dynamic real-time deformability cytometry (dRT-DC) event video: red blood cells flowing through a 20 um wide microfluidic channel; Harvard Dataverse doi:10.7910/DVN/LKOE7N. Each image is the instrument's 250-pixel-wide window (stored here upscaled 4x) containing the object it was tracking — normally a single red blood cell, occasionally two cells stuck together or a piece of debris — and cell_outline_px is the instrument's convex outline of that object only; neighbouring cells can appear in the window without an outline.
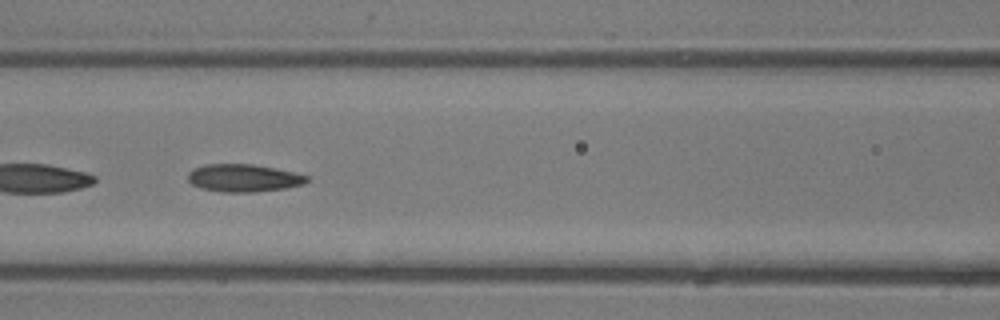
{"species": "common noctule bat (a hibernating species)", "species_latin": "Nyctalus noctula", "temperature_condition": "room temperature", "stored_images_in_passage": 39, "camera_frame_rate_fps": 3000, "um_per_image_px": 0.085, "animal": {"sex": "male", "body_mass_g": 13.3}, "frame": {"image": 1, "passage_image": 15, "time_ms": 4.667, "image_size_px": [1000, 320], "cell_outline_px": [[308, 180], [304, 184], [284, 188], [256, 192], [220, 192], [200, 188], [192, 184], [188, 180], [188, 172], [192, 168], [204, 164], [252, 164], [292, 172], [308, 176]], "centroid_in_image_um": [20.64, 15.13], "position_along_channel_um": 146.0, "area_um2": 19.13}}
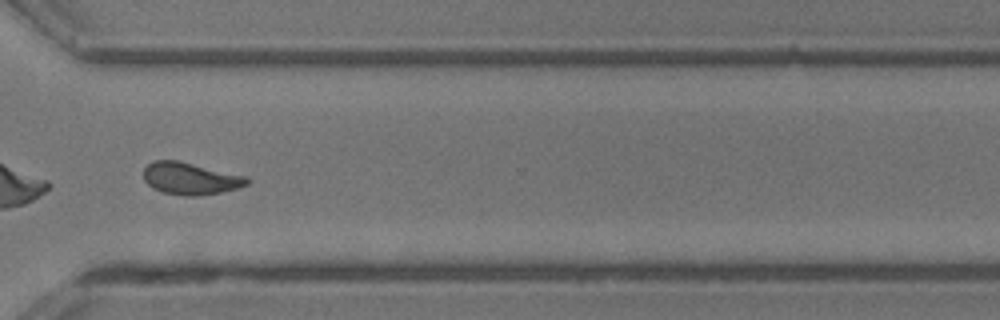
{"frame": {"image": 2, "passage_image": 28, "time_ms": 9.0, "image_size_px": [1000, 320], "cell_outline_px": [[252, 180], [248, 184], [236, 188], [220, 192], [200, 196], [184, 196], [164, 192], [152, 188], [144, 180], [144, 168], [152, 160], [180, 160], [248, 176]], "centroid_in_image_um": [16.21, 15.16], "position_along_channel_um": 354.4, "area_um2": 19.65}}
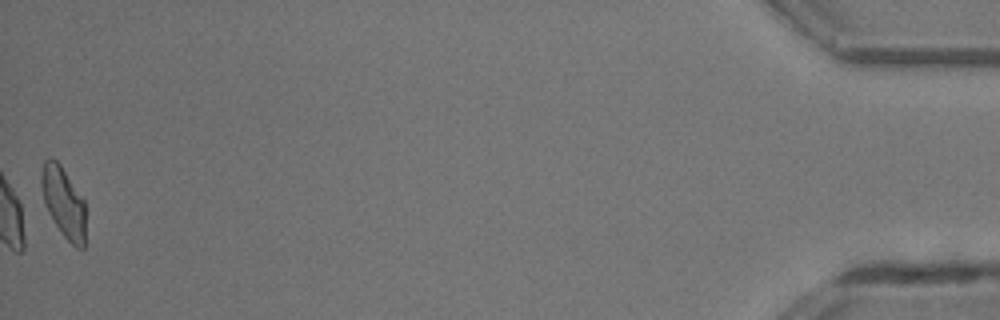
{"frame": {"image": 3, "passage_image": 39, "time_ms": 12.667, "image_size_px": [1000, 320], "cell_outline_px": [[84, 248], [76, 248], [64, 236], [48, 212], [44, 204], [40, 184], [40, 176], [44, 160], [48, 156], [52, 156], [60, 164], [84, 200]], "centroid_in_image_um": [5.36, 17.14], "position_along_channel_um": 429.8, "area_um2": 18.09}, "authors_computed_cell_mechanics": {"area_um2": 19.1318, "velocity_mm_per_s": 4.8224, "shape_relaxation_time_tau1_ms": 3.9597, "shape_relaxation_time_tau2_ms": 1.7947, "deformation_change_tau1": 0.1514, "deformation_change_tau2": 0.0922}}